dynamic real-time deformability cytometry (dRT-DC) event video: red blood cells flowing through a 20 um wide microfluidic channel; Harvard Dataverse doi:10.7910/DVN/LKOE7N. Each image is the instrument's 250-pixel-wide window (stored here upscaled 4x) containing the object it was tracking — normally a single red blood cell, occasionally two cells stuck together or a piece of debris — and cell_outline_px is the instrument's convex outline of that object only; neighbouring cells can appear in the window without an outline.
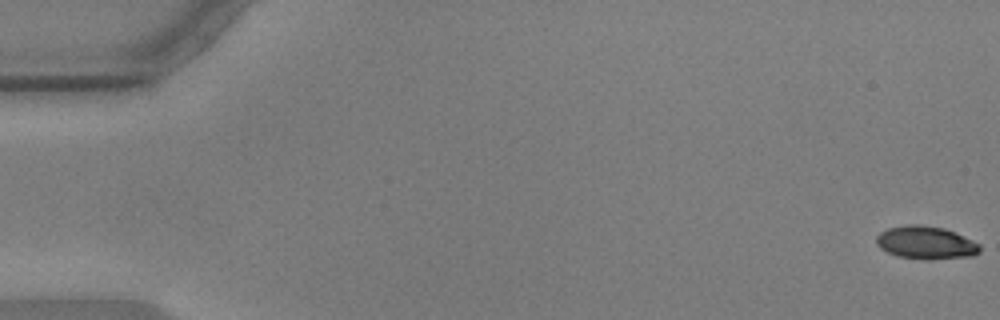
{"species": "common noctule bat (a hibernating species)", "species_latin": "Nyctalus noctula", "temperature_condition": "warm", "stored_images_in_passage": 54, "camera_frame_rate_fps": 3000, "um_per_image_px": 0.085, "animal": {"sex": "male", "body_mass_g": 17.9, "forearm_length_mm": 54.2}, "frame": {"image": 1, "passage_image": 1, "time_ms": 0.0, "image_size_px": [1000, 320], "cell_outline_px": [[980, 252], [972, 256], [932, 260], [924, 260], [900, 256], [888, 252], [880, 248], [876, 244], [876, 236], [880, 232], [888, 228], [908, 224], [920, 224], [944, 228], [972, 240], [980, 244]], "centroid_in_image_um": [78.7, 20.63], "position_along_channel_um": 6.3, "area_um2": 19.94}}
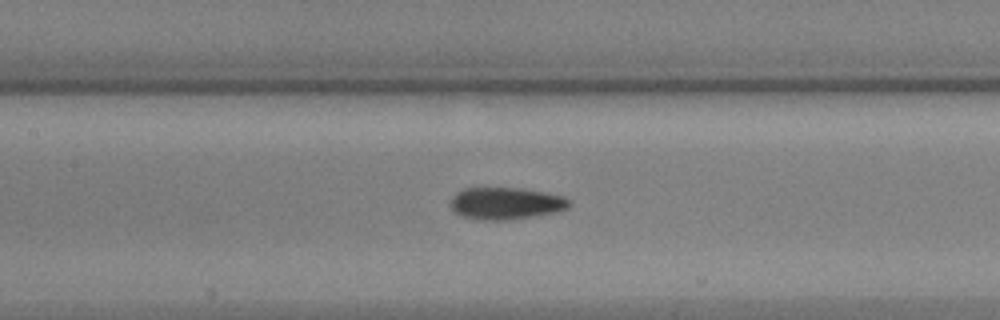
{"frame": {"image": 2, "passage_image": 27, "time_ms": 8.667, "image_size_px": [1000, 320], "cell_outline_px": [[568, 208], [556, 212], [508, 220], [480, 220], [464, 216], [456, 212], [452, 208], [452, 200], [456, 192], [464, 188], [520, 188], [564, 196], [568, 200]], "centroid_in_image_um": [42.99, 17.28], "position_along_channel_um": 164.4, "area_um2": 21.79}}
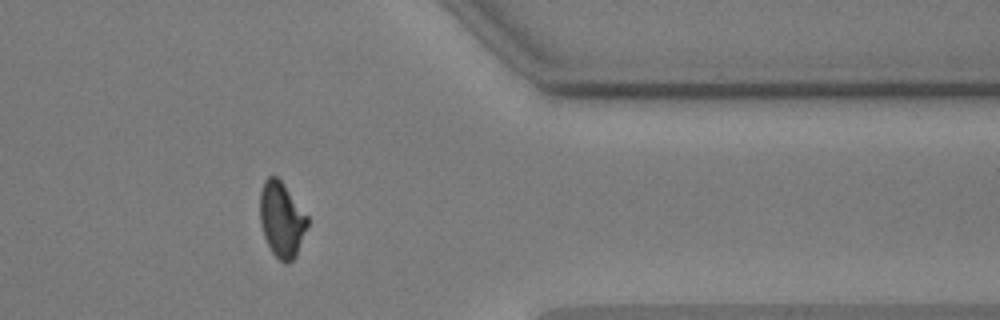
{"frame": {"image": 3, "passage_image": 47, "time_ms": 15.333, "image_size_px": [1000, 320], "cell_outline_px": [[308, 228], [296, 256], [288, 264], [284, 264], [272, 252], [264, 236], [260, 224], [260, 192], [264, 180], [268, 176], [276, 176], [284, 184], [308, 216]], "centroid_in_image_um": [23.95, 18.67], "position_along_channel_um": 387.4, "area_um2": 20.98}, "authors_computed_cell_mechanics": {"area_um2": 21.1548, "velocity_mm_per_s": 3.5824, "shape_relaxation_time_tau1_ms": 5.7406, "shape_relaxation_time_tau2_ms": 2.3751, "deformation_change_tau1": 0.1744, "deformation_change_tau2": 0.0701}}